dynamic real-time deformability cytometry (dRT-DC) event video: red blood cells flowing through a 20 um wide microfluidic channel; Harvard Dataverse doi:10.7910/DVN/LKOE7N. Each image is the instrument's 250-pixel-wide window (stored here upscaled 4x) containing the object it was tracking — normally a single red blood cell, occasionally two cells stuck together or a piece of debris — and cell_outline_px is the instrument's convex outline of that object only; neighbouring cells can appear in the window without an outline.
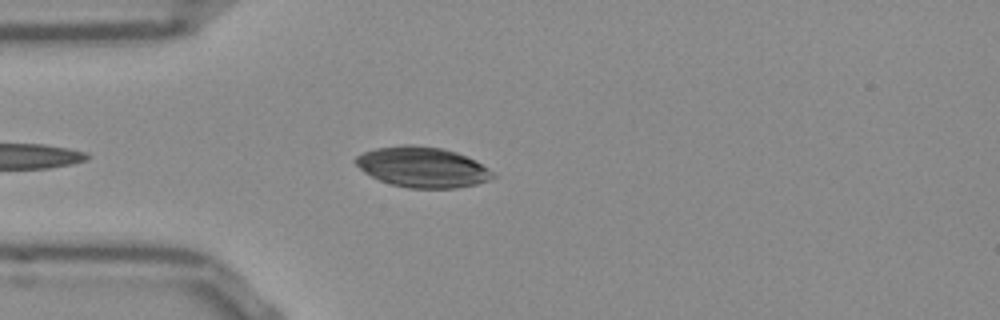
{"species": "Egyptian fruit bat (a non-hibernating species)", "species_latin": "Rousettus aegyptiacus", "temperature_condition": "room temperature", "stored_images_in_passage": 19, "camera_frame_rate_fps": 3000, "um_per_image_px": 0.085, "frame": {"image": 1, "passage_image": 5, "time_ms": 1.333, "image_size_px": [1000, 320], "cell_outline_px": [[496, 176], [488, 180], [476, 184], [456, 188], [408, 188], [392, 184], [380, 180], [364, 172], [352, 160], [356, 156], [364, 152], [376, 148], [404, 144], [412, 144], [444, 148], [456, 152], [476, 160], [488, 168]], "centroid_in_image_um": [35.9, 14.19], "position_along_channel_um": 49.1, "area_um2": 32.37}}
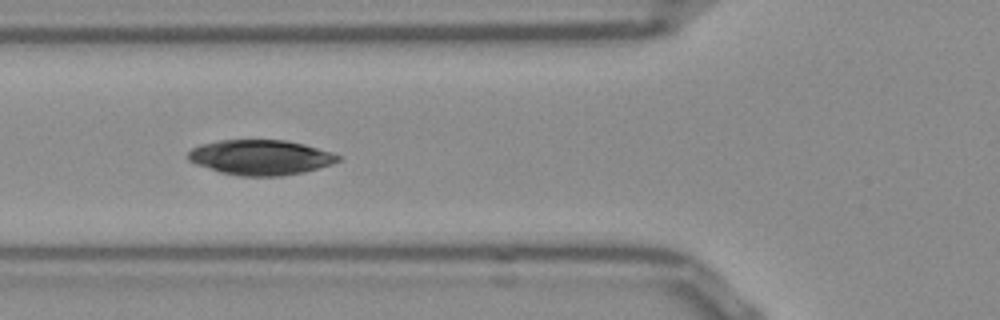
{"frame": {"image": 2, "passage_image": 10, "time_ms": 3.0, "image_size_px": [1000, 320], "cell_outline_px": [[340, 160], [332, 164], [304, 172], [280, 176], [236, 176], [220, 172], [196, 164], [188, 160], [188, 152], [192, 148], [200, 144], [220, 140], [288, 140], [304, 144], [332, 152], [340, 156]], "centroid_in_image_um": [22.14, 13.38], "position_along_channel_um": 103.7, "area_um2": 30.75}}
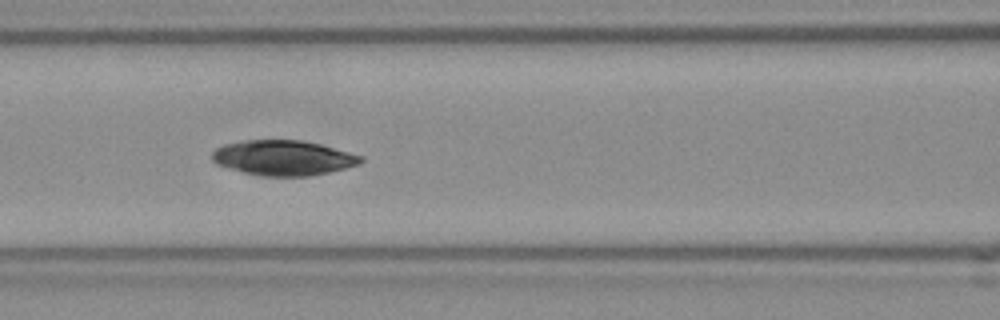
{"frame": {"image": 3, "passage_image": 13, "time_ms": 4.0, "image_size_px": [1000, 320], "cell_outline_px": [[364, 160], [360, 164], [312, 176], [260, 176], [228, 168], [216, 164], [212, 160], [212, 152], [216, 148], [224, 144], [244, 140], [300, 140], [320, 144], [364, 156]], "centroid_in_image_um": [24.08, 13.41], "position_along_channel_um": 142.5, "area_um2": 30.46}}